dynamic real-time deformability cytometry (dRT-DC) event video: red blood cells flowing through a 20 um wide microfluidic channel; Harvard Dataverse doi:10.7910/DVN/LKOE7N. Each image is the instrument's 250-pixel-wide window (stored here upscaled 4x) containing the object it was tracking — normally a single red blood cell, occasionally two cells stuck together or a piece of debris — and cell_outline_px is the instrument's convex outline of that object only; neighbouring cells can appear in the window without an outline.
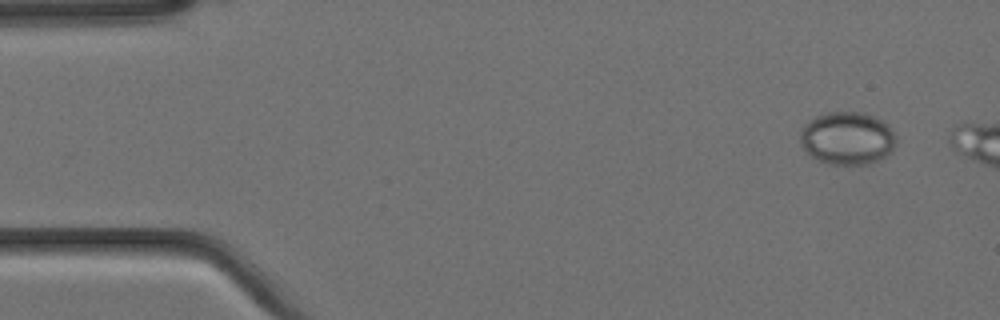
{"species": "Egyptian fruit bat (a non-hibernating species)", "species_latin": "Rousettus aegyptiacus", "temperature_condition": "cold", "stored_images_in_passage": 4, "camera_frame_rate_fps": 3000, "um_per_image_px": 0.085, "animal": {"sex": "female"}, "frame": {"image": 1, "passage_image": 1, "time_ms": 0.0, "image_size_px": [1000, 320], "cell_outline_px": [[896, 140], [892, 152], [888, 156], [880, 160], [868, 164], [828, 164], [816, 160], [804, 148], [800, 140], [800, 132], [804, 124], [816, 116], [828, 112], [864, 112], [888, 124], [892, 128], [896, 136]], "centroid_in_image_um": [72.05, 11.76], "position_along_channel_um": 13.0, "area_um2": 29.77}}